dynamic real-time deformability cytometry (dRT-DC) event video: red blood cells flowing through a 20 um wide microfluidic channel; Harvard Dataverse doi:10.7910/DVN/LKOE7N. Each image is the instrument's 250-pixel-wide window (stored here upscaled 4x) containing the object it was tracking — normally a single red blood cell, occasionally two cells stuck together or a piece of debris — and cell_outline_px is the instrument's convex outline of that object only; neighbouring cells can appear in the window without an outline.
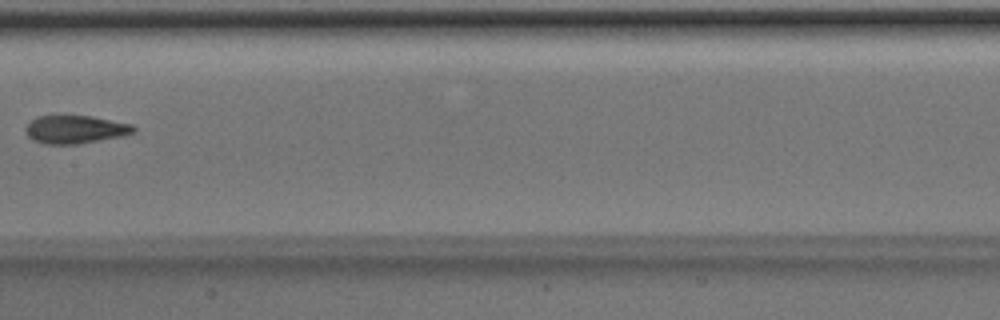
{"species": "Egyptian fruit bat (a non-hibernating species)", "species_latin": "Rousettus aegyptiacus", "temperature_condition": "room temperature", "stored_images_in_passage": 8, "camera_frame_rate_fps": 3000, "um_per_image_px": 0.085, "animal": {"sex": "male"}, "frame": {"image": 1, "passage_image": 8, "time_ms": 2.333, "image_size_px": [1000, 320], "cell_outline_px": [[136, 132], [124, 136], [76, 144], [44, 144], [32, 140], [28, 136], [24, 128], [36, 116], [92, 116], [132, 124], [136, 128]], "centroid_in_image_um": [6.41, 11.01], "position_along_channel_um": 201.0, "area_um2": 17.74}}